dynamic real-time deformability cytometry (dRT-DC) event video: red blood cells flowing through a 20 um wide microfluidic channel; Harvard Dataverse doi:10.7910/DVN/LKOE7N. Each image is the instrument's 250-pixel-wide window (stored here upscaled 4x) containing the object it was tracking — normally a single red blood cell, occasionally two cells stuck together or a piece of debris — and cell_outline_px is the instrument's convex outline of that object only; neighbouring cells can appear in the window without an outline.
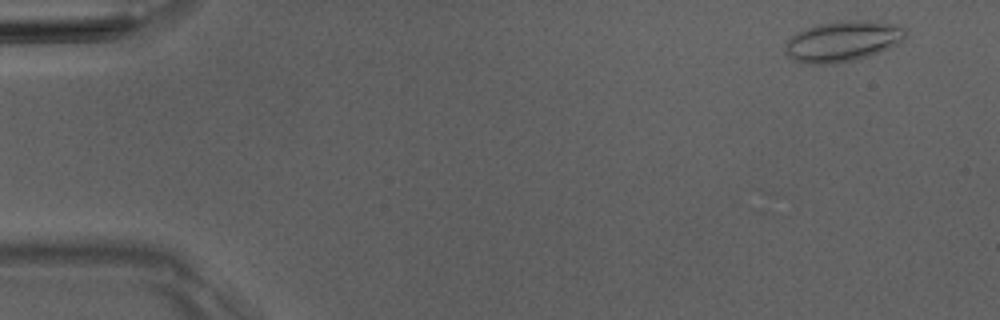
{"species": "Egyptian fruit bat (a non-hibernating species)", "species_latin": "Rousettus aegyptiacus", "temperature_condition": "room temperature", "stored_images_in_passage": 7, "camera_frame_rate_fps": 3000, "um_per_image_px": 0.085, "animal": {"sex": "male"}, "frame": {"image": 1, "passage_image": 2, "time_ms": 1.0, "image_size_px": [1000, 320], "cell_outline_px": [[908, 36], [896, 44], [880, 52], [868, 56], [852, 60], [832, 64], [808, 64], [792, 60], [788, 56], [784, 48], [788, 40], [796, 32], [816, 24], [836, 20], [872, 20], [892, 24], [908, 28]], "centroid_in_image_um": [71.64, 3.49], "position_along_channel_um": 13.4, "area_um2": 28.84}}